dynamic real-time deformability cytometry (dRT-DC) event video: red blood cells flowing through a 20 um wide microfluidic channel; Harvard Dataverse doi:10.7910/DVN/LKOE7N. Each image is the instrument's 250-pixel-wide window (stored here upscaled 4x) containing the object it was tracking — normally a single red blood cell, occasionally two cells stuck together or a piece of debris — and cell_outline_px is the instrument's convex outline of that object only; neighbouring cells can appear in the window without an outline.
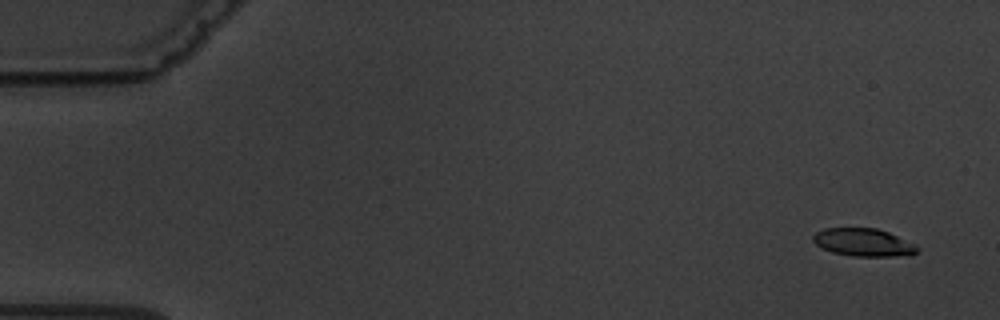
{"species": "common noctule bat (a hibernating species)", "species_latin": "Nyctalus noctula", "temperature_condition": "warm", "stored_images_in_passage": 4, "camera_frame_rate_fps": 3000, "um_per_image_px": 0.085, "animal": {"sex": "male", "body_mass_g": 19.5, "forearm_length_mm": 54.6}, "frame": {"image": 1, "passage_image": 1, "time_ms": 0.0, "image_size_px": [1000, 320], "cell_outline_px": [[920, 248], [912, 256], [852, 256], [832, 252], [820, 248], [812, 240], [812, 236], [816, 232], [824, 228], [876, 228], [888, 232], [916, 244]], "centroid_in_image_um": [73.4, 20.61], "position_along_channel_um": 11.6, "area_um2": 17.11}}